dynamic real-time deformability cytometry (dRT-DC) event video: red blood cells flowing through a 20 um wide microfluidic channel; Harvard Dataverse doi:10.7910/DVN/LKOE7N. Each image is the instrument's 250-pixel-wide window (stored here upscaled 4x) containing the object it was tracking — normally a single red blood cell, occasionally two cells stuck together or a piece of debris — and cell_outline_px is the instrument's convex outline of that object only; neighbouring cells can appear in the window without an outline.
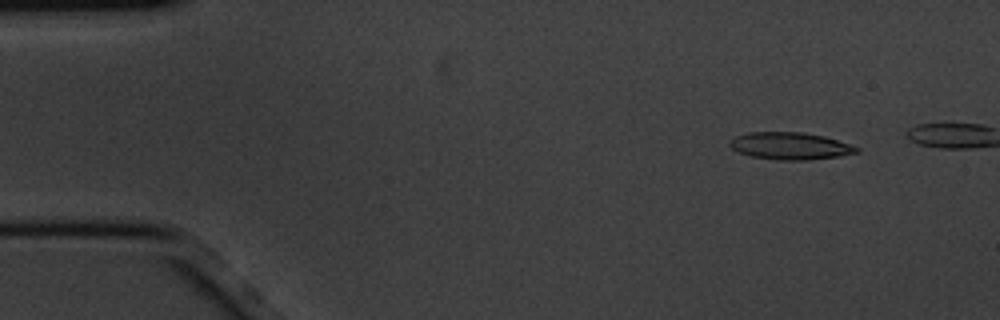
{"species": "common noctule bat (a hibernating species)", "species_latin": "Nyctalus noctula", "temperature_condition": "cold", "stored_images_in_passage": 7, "camera_frame_rate_fps": 3000, "um_per_image_px": 0.085, "animal": {"sex": "male", "body_mass_g": 20.1, "forearm_length_mm": 53.5}, "frame": {"image": 1, "passage_image": 2, "time_ms": 0.333, "image_size_px": [1000, 320], "cell_outline_px": [[860, 152], [840, 156], [808, 160], [780, 160], [752, 156], [740, 152], [732, 148], [728, 144], [728, 140], [736, 136], [748, 132], [800, 132], [824, 136], [860, 148]], "centroid_in_image_um": [67.16, 12.4], "position_along_channel_um": 17.8, "area_um2": 20.0}}